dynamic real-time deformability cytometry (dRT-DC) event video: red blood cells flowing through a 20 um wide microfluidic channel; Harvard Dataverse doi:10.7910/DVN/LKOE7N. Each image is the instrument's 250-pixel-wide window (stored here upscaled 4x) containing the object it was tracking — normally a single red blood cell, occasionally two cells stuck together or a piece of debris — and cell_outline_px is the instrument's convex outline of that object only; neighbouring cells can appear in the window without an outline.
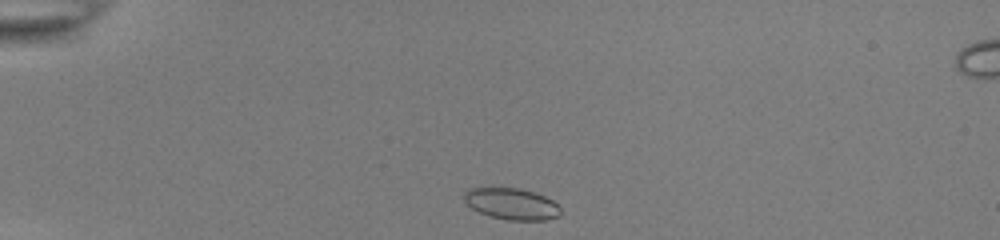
{"species": "common noctule bat (a hibernating species)", "species_latin": "Nyctalus noctula", "temperature_condition": "room temperature", "stored_images_in_passage": 41, "camera_frame_rate_fps": 3000, "um_per_image_px": 0.085, "animal": {"sex": "female", "body_mass_g": 22.0, "forearm_length_mm": 56.7}, "frame": {"image": 1, "passage_image": 2, "time_ms": 0.333, "image_size_px": [1000, 240], "cell_outline_px": [[560, 216], [548, 220], [508, 220], [488, 216], [472, 208], [464, 200], [464, 192], [468, 188], [520, 188], [544, 196], [552, 200], [560, 208]], "centroid_in_image_um": [43.49, 17.33], "position_along_channel_um": 41.5, "area_um2": 17.63}}
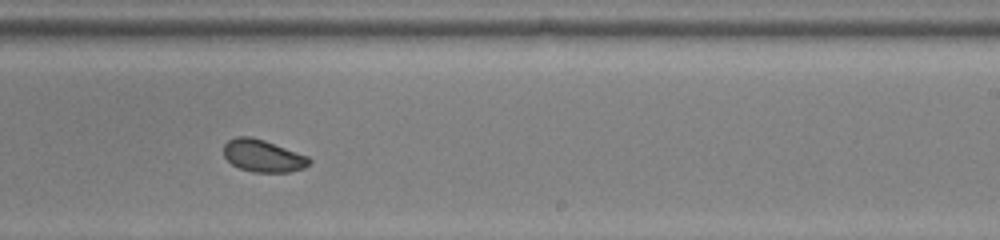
{"frame": {"image": 2, "passage_image": 23, "time_ms": 7.333, "image_size_px": [1000, 240], "cell_outline_px": [[312, 160], [304, 168], [288, 172], [252, 172], [240, 168], [232, 164], [224, 156], [224, 144], [228, 140], [236, 136], [252, 136], [264, 140], [308, 156]], "centroid_in_image_um": [22.34, 13.24], "position_along_channel_um": 266.7, "area_um2": 16.07}}
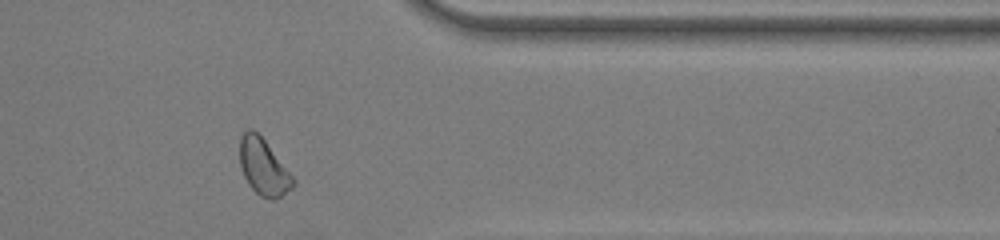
{"frame": {"image": 3, "passage_image": 33, "time_ms": 10.667, "image_size_px": [1000, 240], "cell_outline_px": [[296, 184], [292, 188], [280, 196], [272, 200], [260, 196], [248, 184], [244, 176], [240, 164], [240, 136], [248, 128], [252, 128], [264, 140], [296, 180]], "centroid_in_image_um": [22.39, 14.2], "position_along_channel_um": 389.0, "area_um2": 17.28}, "authors_computed_cell_mechanics": {"area_um2": 16.9932, "velocity_mm_per_s": 3.8744, "shape_relaxation_time_tau1_ms": 4.804, "shape_relaxation_time_tau2_ms": null, "deformation_change_tau1": 0.0934, "deformation_change_tau2": null}}